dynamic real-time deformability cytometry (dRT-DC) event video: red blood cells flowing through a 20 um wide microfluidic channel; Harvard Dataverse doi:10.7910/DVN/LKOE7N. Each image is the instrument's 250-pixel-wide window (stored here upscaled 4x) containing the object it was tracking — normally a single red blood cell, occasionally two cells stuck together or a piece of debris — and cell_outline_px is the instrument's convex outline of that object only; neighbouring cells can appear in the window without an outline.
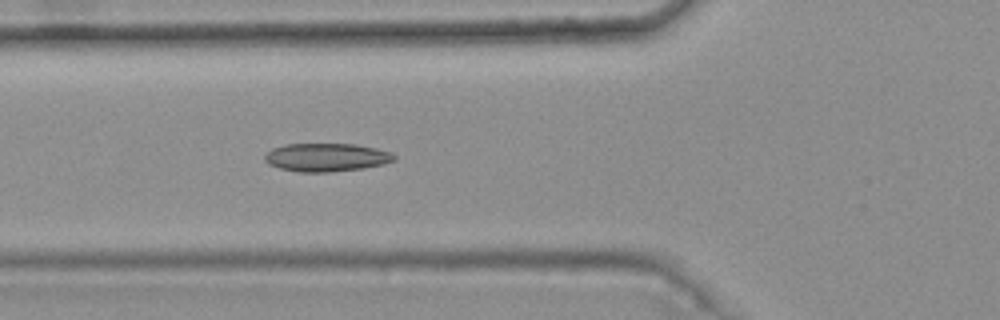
{"species": "common noctule bat (a hibernating species)", "species_latin": "Nyctalus noctula", "temperature_condition": "warm", "stored_images_in_passage": 5, "camera_frame_rate_fps": 3000, "um_per_image_px": 0.085, "animal": {"sex": "female", "body_mass_g": 25.1}, "frame": {"image": 1, "passage_image": 5, "time_ms": 1.333, "image_size_px": [1000, 320], "cell_outline_px": [[396, 160], [384, 164], [364, 168], [328, 172], [300, 172], [280, 168], [268, 164], [264, 160], [264, 156], [272, 148], [284, 144], [356, 144], [376, 148], [392, 152], [396, 156]], "centroid_in_image_um": [27.76, 13.37], "position_along_channel_um": 98.0, "area_um2": 21.44}}